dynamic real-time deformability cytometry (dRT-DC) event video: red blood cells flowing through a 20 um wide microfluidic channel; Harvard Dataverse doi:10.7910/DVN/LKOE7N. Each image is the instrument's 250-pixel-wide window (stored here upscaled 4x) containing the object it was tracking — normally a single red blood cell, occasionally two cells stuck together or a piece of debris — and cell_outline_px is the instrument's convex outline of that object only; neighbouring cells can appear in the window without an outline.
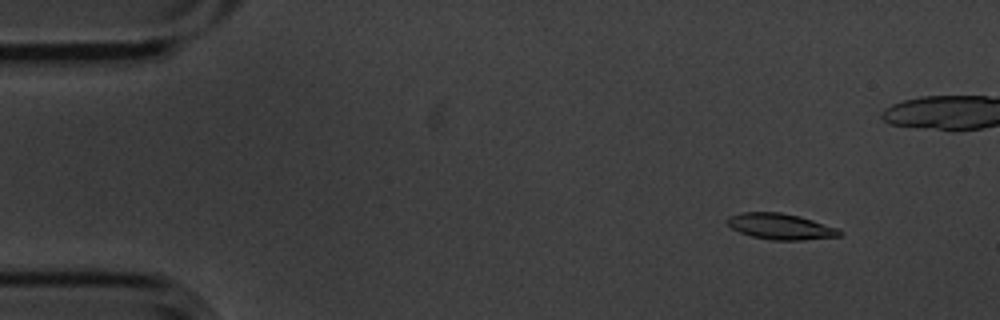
{"species": "common noctule bat (a hibernating species)", "species_latin": "Nyctalus noctula", "temperature_condition": "cold", "stored_images_in_passage": 4, "camera_frame_rate_fps": 3000, "um_per_image_px": 0.085, "animal": {"sex": "male", "body_mass_g": 20.1, "forearm_length_mm": 53.5}, "frame": {"image": 1, "passage_image": 1, "time_ms": 0.0, "image_size_px": [1000, 320], "cell_outline_px": [[844, 232], [840, 236], [804, 240], [772, 240], [752, 236], [740, 232], [732, 228], [724, 220], [728, 216], [740, 212], [780, 212], [800, 216], [840, 228]], "centroid_in_image_um": [66.37, 19.24], "position_along_channel_um": 18.6, "area_um2": 17.22}}